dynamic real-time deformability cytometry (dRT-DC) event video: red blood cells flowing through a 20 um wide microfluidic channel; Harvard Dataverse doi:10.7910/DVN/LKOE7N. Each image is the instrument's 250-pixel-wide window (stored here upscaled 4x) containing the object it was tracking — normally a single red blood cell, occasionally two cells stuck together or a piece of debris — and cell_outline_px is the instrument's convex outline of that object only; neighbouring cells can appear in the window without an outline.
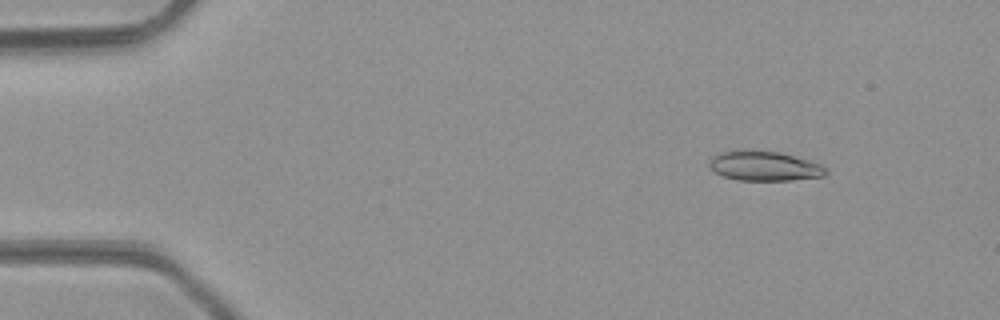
{"species": "common noctule bat (a hibernating species)", "species_latin": "Nyctalus noctula", "temperature_condition": "room temperature", "stored_images_in_passage": 43, "camera_frame_rate_fps": 3000, "um_per_image_px": 0.085, "animal": {"sex": "male", "body_mass_g": 23.1, "forearm_length_mm": 52.7}, "frame": {"image": 1, "passage_image": 2, "time_ms": 0.333, "image_size_px": [1000, 320], "cell_outline_px": [[828, 172], [824, 176], [792, 180], [736, 180], [712, 172], [708, 168], [708, 164], [712, 156], [716, 152], [736, 148], [744, 148], [780, 152], [808, 160], [820, 164], [828, 168]], "centroid_in_image_um": [64.88, 14.07], "position_along_channel_um": 20.1, "area_um2": 20.92}}
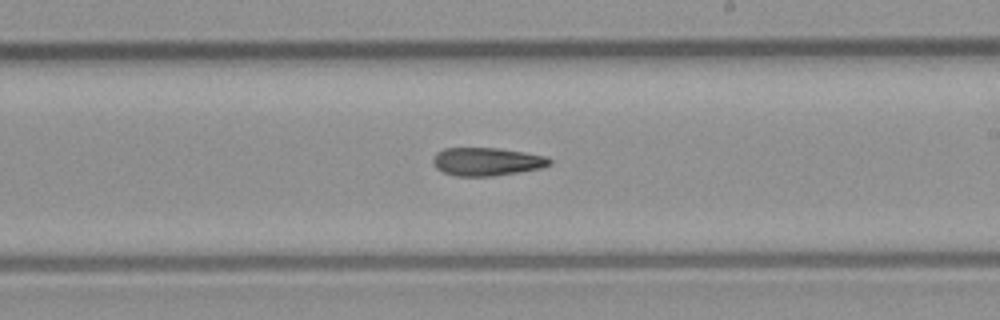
{"frame": {"image": 2, "passage_image": 24, "time_ms": 7.667, "image_size_px": [1000, 320], "cell_outline_px": [[552, 164], [540, 168], [492, 176], [456, 176], [444, 172], [436, 168], [432, 164], [432, 160], [436, 152], [444, 148], [496, 148], [524, 152], [544, 156], [552, 160]], "centroid_in_image_um": [41.34, 13.73], "position_along_channel_um": 247.7, "area_um2": 19.02}}
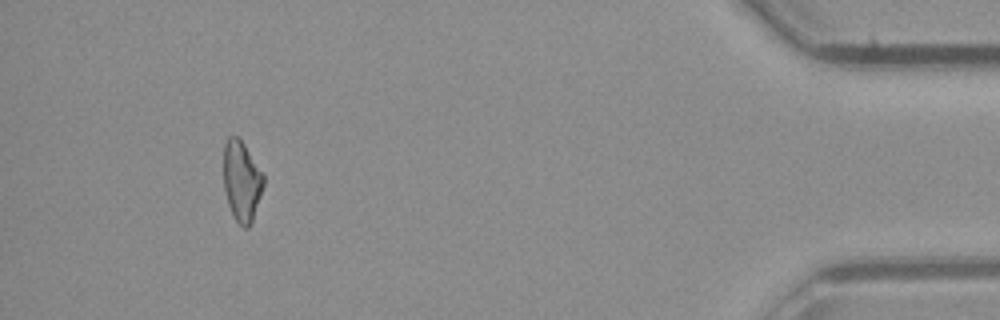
{"frame": {"image": 3, "passage_image": 40, "time_ms": 13.0, "image_size_px": [1000, 320], "cell_outline_px": [[264, 184], [252, 220], [248, 228], [244, 228], [236, 220], [228, 204], [224, 188], [224, 144], [228, 136], [236, 136], [244, 144], [264, 176]], "centroid_in_image_um": [20.53, 15.38], "position_along_channel_um": 414.7, "area_um2": 18.32}, "authors_computed_cell_mechanics": {"area_um2": 19.4208, "velocity_mm_per_s": 4.4028, "shape_relaxation_time_tau1_ms": null, "shape_relaxation_time_tau2_ms": 9.1209, "deformation_change_tau1": null, "deformation_change_tau2": 0.2389}}